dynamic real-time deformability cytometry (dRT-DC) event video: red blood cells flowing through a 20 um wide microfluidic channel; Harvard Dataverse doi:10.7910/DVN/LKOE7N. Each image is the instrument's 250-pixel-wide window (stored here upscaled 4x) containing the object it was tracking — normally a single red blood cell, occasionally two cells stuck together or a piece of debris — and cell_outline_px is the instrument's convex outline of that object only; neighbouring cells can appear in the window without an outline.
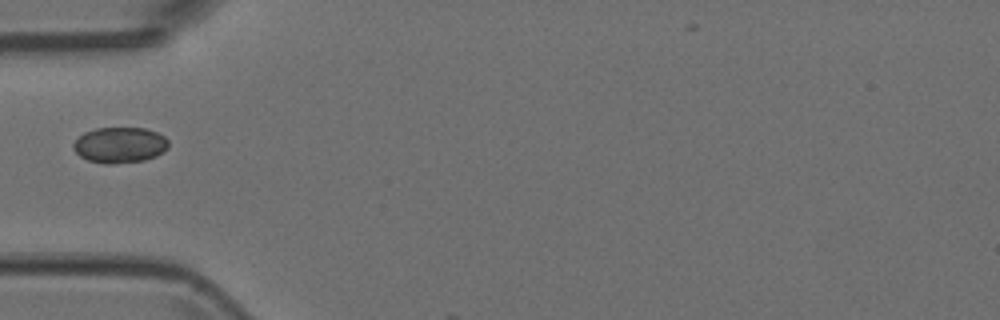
{"species": "Egyptian fruit bat (a non-hibernating species)", "species_latin": "Rousettus aegyptiacus", "temperature_condition": "room temperature", "stored_images_in_passage": 2, "camera_frame_rate_fps": 3000, "um_per_image_px": 0.085, "animal": {"sex": "female"}, "frame": {"image": 1, "passage_image": 1, "time_ms": 0.0, "image_size_px": [1000, 320], "cell_outline_px": [[168, 148], [156, 156], [144, 160], [112, 164], [104, 164], [88, 160], [80, 156], [72, 148], [72, 144], [84, 132], [96, 128], [144, 128], [156, 132], [164, 136], [168, 140]], "centroid_in_image_um": [10.17, 12.33], "position_along_channel_um": 74.8, "area_um2": 19.83}}
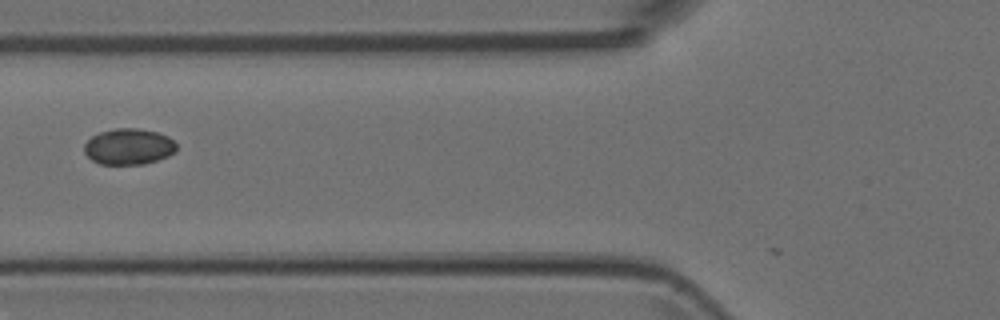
{"frame": {"image": 2, "passage_image": 2, "time_ms": 0.333, "image_size_px": [1000, 320], "cell_outline_px": [[176, 152], [168, 156], [144, 164], [100, 164], [92, 160], [84, 152], [84, 144], [92, 136], [100, 132], [116, 128], [136, 128], [156, 132], [168, 136], [176, 144]], "centroid_in_image_um": [10.93, 12.46], "position_along_channel_um": 114.9, "area_um2": 19.31}}